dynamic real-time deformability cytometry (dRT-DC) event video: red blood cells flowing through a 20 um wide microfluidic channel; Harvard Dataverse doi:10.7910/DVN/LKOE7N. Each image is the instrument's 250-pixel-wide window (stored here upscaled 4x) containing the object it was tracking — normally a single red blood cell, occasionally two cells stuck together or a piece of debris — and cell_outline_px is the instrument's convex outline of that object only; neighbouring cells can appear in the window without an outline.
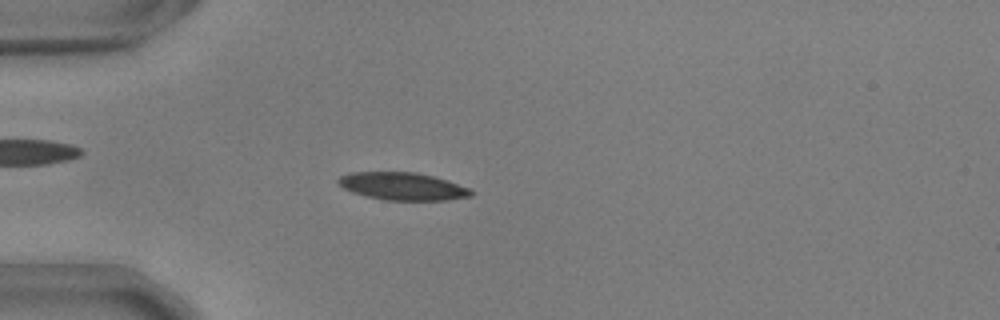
{"species": "common noctule bat (a hibernating species)", "species_latin": "Nyctalus noctula", "temperature_condition": "warm", "stored_images_in_passage": 54, "camera_frame_rate_fps": 3000, "um_per_image_px": 0.085, "animal": {"sex": "male", "body_mass_g": 17.9, "forearm_length_mm": 54.2}, "frame": {"image": 1, "passage_image": 15, "time_ms": 4.667, "image_size_px": [1000, 320], "cell_outline_px": [[472, 196], [448, 200], [384, 200], [352, 192], [344, 188], [336, 180], [340, 176], [352, 172], [416, 172], [432, 176], [468, 188], [472, 192]], "centroid_in_image_um": [34.19, 15.83], "position_along_channel_um": 50.8, "area_um2": 21.04}}
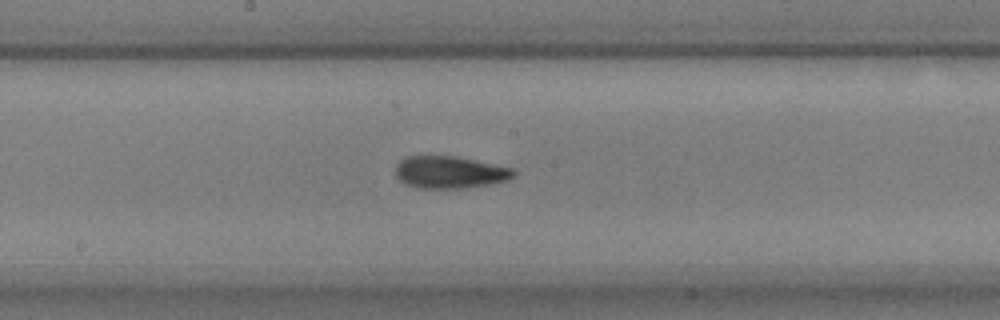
{"frame": {"image": 2, "passage_image": 29, "time_ms": 9.333, "image_size_px": [1000, 320], "cell_outline_px": [[516, 176], [508, 180], [464, 188], [416, 188], [400, 180], [396, 176], [396, 164], [400, 160], [408, 156], [456, 156], [512, 168], [516, 172]], "centroid_in_image_um": [38.23, 14.64], "position_along_channel_um": 210.0, "area_um2": 22.02}}
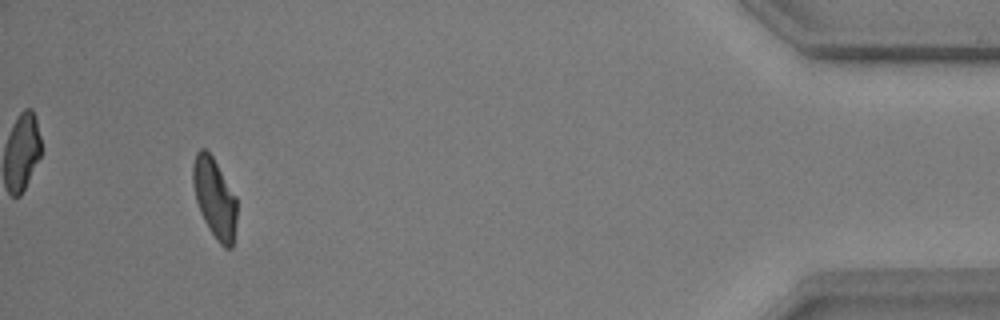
{"frame": {"image": 3, "passage_image": 51, "time_ms": 16.667, "image_size_px": [1000, 320], "cell_outline_px": [[236, 220], [232, 248], [224, 248], [216, 240], [208, 228], [200, 212], [196, 200], [192, 184], [192, 164], [196, 152], [200, 148], [204, 148], [212, 156], [236, 196]], "centroid_in_image_um": [18.22, 16.83], "position_along_channel_um": 417.0, "area_um2": 20.46}, "authors_computed_cell_mechanics": {"area_um2": 21.2993, "velocity_mm_per_s": 3.6962, "shape_relaxation_time_tau1_ms": 6.4949, "shape_relaxation_time_tau2_ms": 1.9952, "deformation_change_tau1": 0.1778, "deformation_change_tau2": 0.0743}}